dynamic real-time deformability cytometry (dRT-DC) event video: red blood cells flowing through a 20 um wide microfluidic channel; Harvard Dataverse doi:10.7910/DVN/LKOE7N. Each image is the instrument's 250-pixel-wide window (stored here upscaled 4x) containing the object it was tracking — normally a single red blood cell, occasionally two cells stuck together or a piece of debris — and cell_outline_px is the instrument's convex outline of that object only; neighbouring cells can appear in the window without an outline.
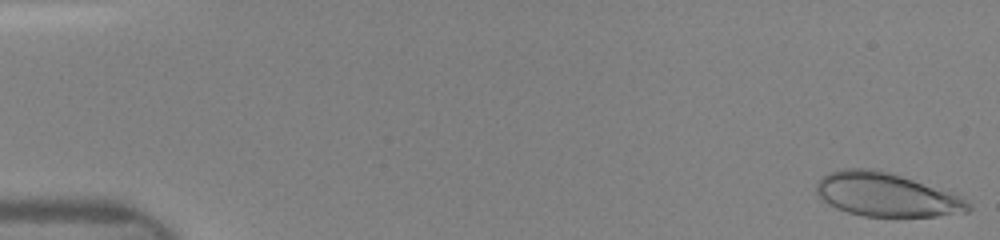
{"species": "human", "species_latin": "Homo sapiens", "temperature_condition": "room temperature", "stored_images_in_passage": 7, "camera_frame_rate_fps": 3000, "um_per_image_px": 0.085, "donor": {"sex": "female"}, "frame": {"image": 1, "passage_image": 1, "time_ms": 0.0, "image_size_px": [1000, 240], "cell_outline_px": [[972, 208], [968, 212], [936, 216], [864, 216], [848, 212], [836, 208], [828, 204], [816, 192], [816, 184], [828, 172], [840, 168], [876, 168], [960, 192], [972, 204]], "centroid_in_image_um": [75.46, 16.52], "position_along_channel_um": 9.5, "area_um2": 39.65}}